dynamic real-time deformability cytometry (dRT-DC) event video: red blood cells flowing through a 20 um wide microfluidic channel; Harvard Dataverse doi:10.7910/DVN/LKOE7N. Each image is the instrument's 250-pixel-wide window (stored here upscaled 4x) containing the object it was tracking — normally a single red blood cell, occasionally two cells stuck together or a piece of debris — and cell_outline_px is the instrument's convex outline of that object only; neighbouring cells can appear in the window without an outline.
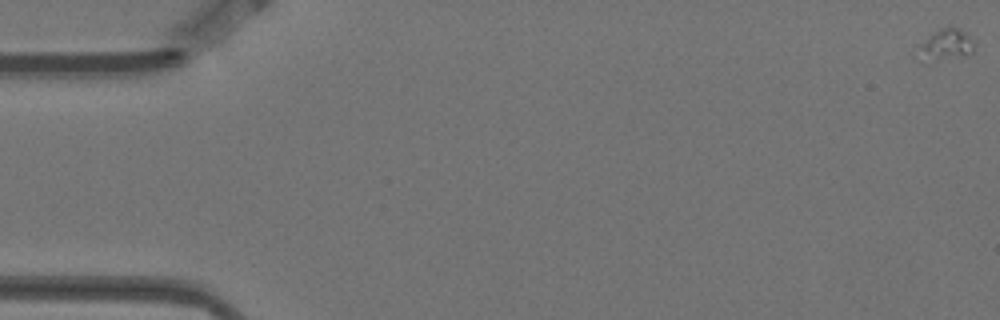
{"species": "Egyptian fruit bat (a non-hibernating species)", "species_latin": "Rousettus aegyptiacus", "temperature_condition": "warm", "stored_images_in_passage": 5, "camera_frame_rate_fps": 3000, "um_per_image_px": 0.085, "animal": {"sex": "female"}, "frame": {"image": 1, "passage_image": 1, "time_ms": 0.0, "image_size_px": [1000, 320], "cell_outline_px": [[976, 44], [972, 52], [964, 56], [920, 64], [916, 60], [920, 44], [932, 32], [948, 24], [960, 28]], "centroid_in_image_um": [80.32, 3.83], "position_along_channel_um": 4.7, "area_um2": 10.92}}